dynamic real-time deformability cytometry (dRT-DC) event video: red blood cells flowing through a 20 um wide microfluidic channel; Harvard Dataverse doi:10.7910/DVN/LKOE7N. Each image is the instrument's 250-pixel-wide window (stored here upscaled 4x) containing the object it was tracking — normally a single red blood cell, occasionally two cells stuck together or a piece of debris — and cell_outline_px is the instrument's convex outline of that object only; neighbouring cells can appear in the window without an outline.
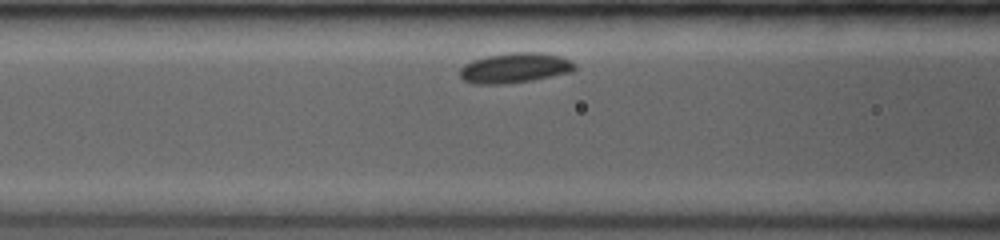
{"species": "common noctule bat (a hibernating species)", "species_latin": "Nyctalus noctula", "temperature_condition": "room temperature", "stored_images_in_passage": 4, "segment_of_instrument_passage": [2, 2], "camera_frame_rate_fps": 3500, "um_per_image_px": 0.085, "animal": {"sex": "female", "body_mass_g": 19.0, "forearm_length_mm": 53.3}, "frame": {"image": 1, "passage_image": 4, "time_ms": 3.143, "image_size_px": [1000, 240], "cell_outline_px": [[576, 68], [572, 72], [532, 80], [504, 84], [476, 84], [464, 80], [460, 76], [460, 68], [464, 64], [472, 60], [484, 56], [512, 52], [540, 52], [560, 56], [576, 64]], "centroid_in_image_um": [43.75, 5.76], "position_along_channel_um": 122.9, "area_um2": 20.23}}